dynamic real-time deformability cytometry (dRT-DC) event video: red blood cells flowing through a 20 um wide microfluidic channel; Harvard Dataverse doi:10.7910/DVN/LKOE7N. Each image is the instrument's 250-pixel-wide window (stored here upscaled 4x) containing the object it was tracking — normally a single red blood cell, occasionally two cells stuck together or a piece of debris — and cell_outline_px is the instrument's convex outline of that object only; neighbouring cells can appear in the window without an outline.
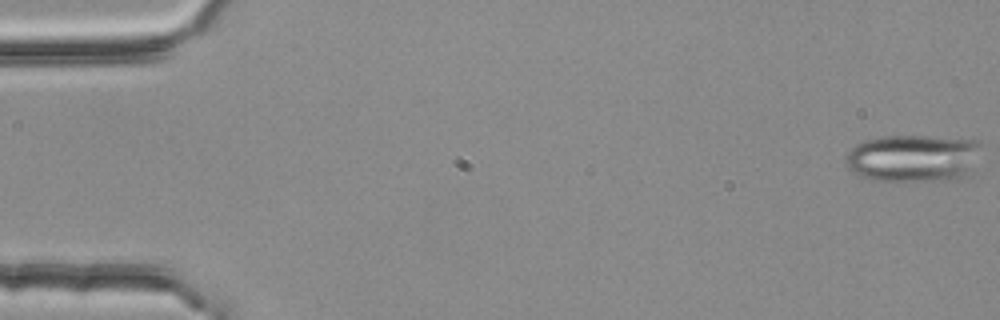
{"species": "common noctule bat (a hibernating species)", "species_latin": "Nyctalus noctula", "temperature_condition": "room temperature", "stored_images_in_passage": 4, "camera_frame_rate_fps": 3000, "um_per_image_px": 0.085, "animal": {"sex": "female", "body_mass_g": 25.1}, "frame": {"image": 1, "passage_image": 1, "time_ms": 0.0, "image_size_px": [1000, 320], "cell_outline_px": [[984, 144], [968, 168], [960, 176], [932, 180], [876, 180], [864, 176], [848, 168], [844, 164], [844, 160], [848, 152], [852, 148], [864, 140], [880, 136], [928, 136], [980, 140]], "centroid_in_image_um": [77.56, 13.39], "position_along_channel_um": 7.4, "area_um2": 36.53}}